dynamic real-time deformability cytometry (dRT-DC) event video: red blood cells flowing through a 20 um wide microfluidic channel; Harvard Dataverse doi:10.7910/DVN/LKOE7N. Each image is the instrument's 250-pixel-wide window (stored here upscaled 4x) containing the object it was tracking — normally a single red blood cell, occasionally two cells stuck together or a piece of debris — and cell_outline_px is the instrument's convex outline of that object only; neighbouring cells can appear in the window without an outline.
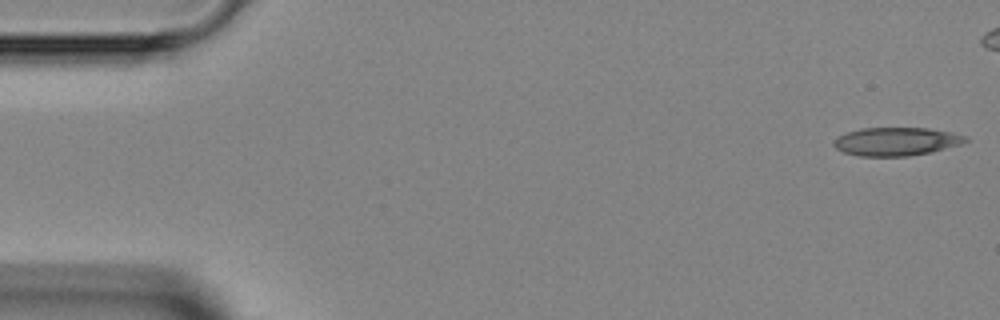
{"species": "Egyptian fruit bat (a non-hibernating species)", "species_latin": "Rousettus aegyptiacus", "temperature_condition": "room temperature", "stored_images_in_passage": 41, "camera_frame_rate_fps": 3000, "um_per_image_px": 0.085, "animal": {"sex": "female"}, "frame": {"image": 1, "passage_image": 1, "time_ms": 0.0, "image_size_px": [1000, 320], "cell_outline_px": [[968, 140], [960, 144], [932, 152], [908, 156], [860, 156], [844, 152], [836, 148], [832, 144], [832, 140], [848, 132], [860, 128], [928, 128], [952, 132], [968, 136]], "centroid_in_image_um": [76.19, 12.02], "position_along_channel_um": 8.8, "area_um2": 21.73}}
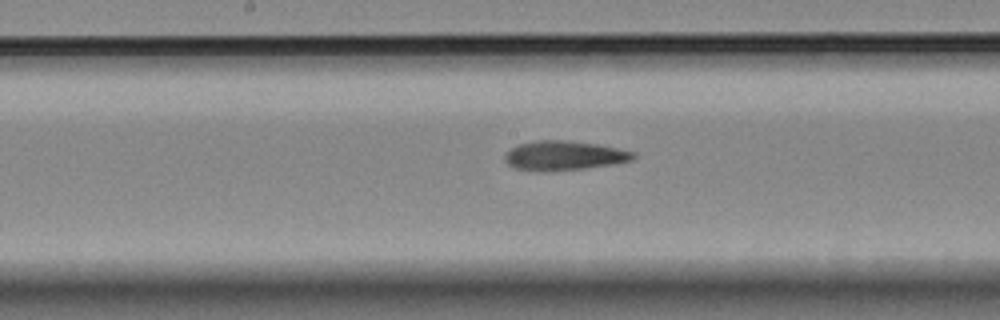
{"frame": {"image": 2, "passage_image": 23, "time_ms": 7.333, "image_size_px": [1000, 320], "cell_outline_px": [[636, 156], [632, 160], [612, 164], [584, 168], [536, 172], [512, 168], [504, 160], [504, 156], [512, 148], [520, 144], [536, 140], [568, 140], [596, 144], [636, 152]], "centroid_in_image_um": [47.91, 13.23], "position_along_channel_um": 200.3, "area_um2": 21.96}}
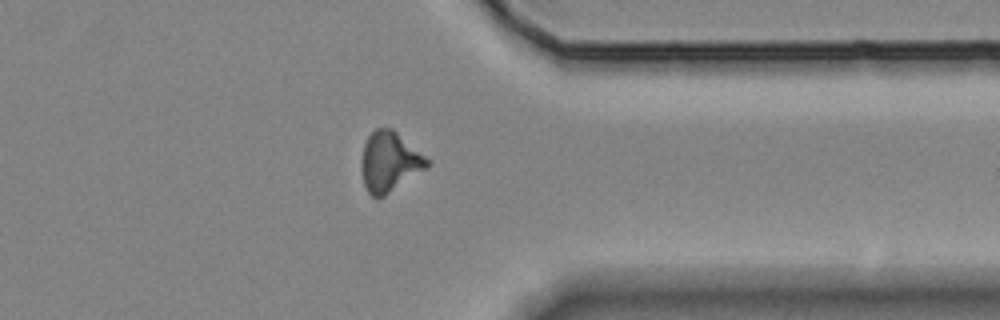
{"frame": {"image": 3, "passage_image": 36, "time_ms": 11.667, "image_size_px": [1000, 320], "cell_outline_px": [[432, 164], [384, 196], [372, 196], [368, 192], [364, 184], [360, 168], [360, 160], [364, 144], [368, 136], [376, 128], [392, 128], [432, 160]], "centroid_in_image_um": [33.12, 13.73], "position_along_channel_um": 378.3, "area_um2": 23.06}}